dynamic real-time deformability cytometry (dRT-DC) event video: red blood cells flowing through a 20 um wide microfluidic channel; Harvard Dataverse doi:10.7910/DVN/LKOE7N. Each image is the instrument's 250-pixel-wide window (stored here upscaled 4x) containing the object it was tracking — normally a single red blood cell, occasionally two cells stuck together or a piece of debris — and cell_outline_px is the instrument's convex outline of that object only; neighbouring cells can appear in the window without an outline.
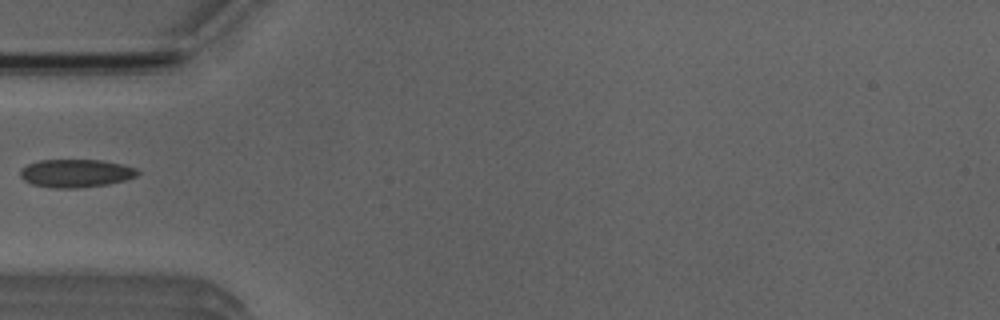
{"species": "Egyptian fruit bat (a non-hibernating species)", "species_latin": "Rousettus aegyptiacus", "temperature_condition": "room temperature", "stored_images_in_passage": 5, "camera_frame_rate_fps": 3000, "um_per_image_px": 0.085, "animal": {"sex": "male"}, "frame": {"image": 1, "passage_image": 4, "time_ms": 4.333, "image_size_px": [1000, 320], "cell_outline_px": [[140, 172], [136, 176], [124, 180], [108, 184], [80, 188], [52, 188], [32, 184], [24, 180], [20, 176], [20, 172], [28, 164], [40, 160], [104, 160], [136, 168]], "centroid_in_image_um": [6.46, 14.73], "position_along_channel_um": 78.5, "area_um2": 19.13}}